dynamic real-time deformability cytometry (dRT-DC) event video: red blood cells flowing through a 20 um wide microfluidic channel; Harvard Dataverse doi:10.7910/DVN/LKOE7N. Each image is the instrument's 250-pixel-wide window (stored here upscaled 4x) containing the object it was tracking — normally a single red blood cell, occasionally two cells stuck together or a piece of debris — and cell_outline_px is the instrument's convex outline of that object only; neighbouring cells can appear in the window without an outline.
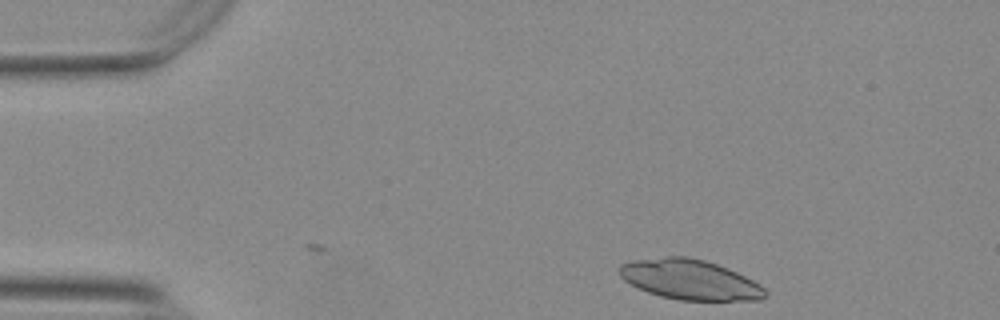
{"species": "Egyptian fruit bat (a non-hibernating species)", "species_latin": "Rousettus aegyptiacus", "temperature_condition": "warm", "stored_images_in_passage": 3, "camera_frame_rate_fps": 3000, "um_per_image_px": 0.085, "animal": {"sex": "female"}, "frame": {"image": 1, "passage_image": 3, "time_ms": 0.667, "image_size_px": [1000, 320], "cell_outline_px": [[768, 296], [760, 300], [680, 300], [660, 296], [648, 292], [624, 280], [620, 276], [616, 268], [620, 264], [632, 260], [668, 256], [688, 256], [704, 260], [728, 268], [760, 284], [768, 292]], "centroid_in_image_um": [58.63, 23.76], "position_along_channel_um": 26.4, "area_um2": 34.1}}